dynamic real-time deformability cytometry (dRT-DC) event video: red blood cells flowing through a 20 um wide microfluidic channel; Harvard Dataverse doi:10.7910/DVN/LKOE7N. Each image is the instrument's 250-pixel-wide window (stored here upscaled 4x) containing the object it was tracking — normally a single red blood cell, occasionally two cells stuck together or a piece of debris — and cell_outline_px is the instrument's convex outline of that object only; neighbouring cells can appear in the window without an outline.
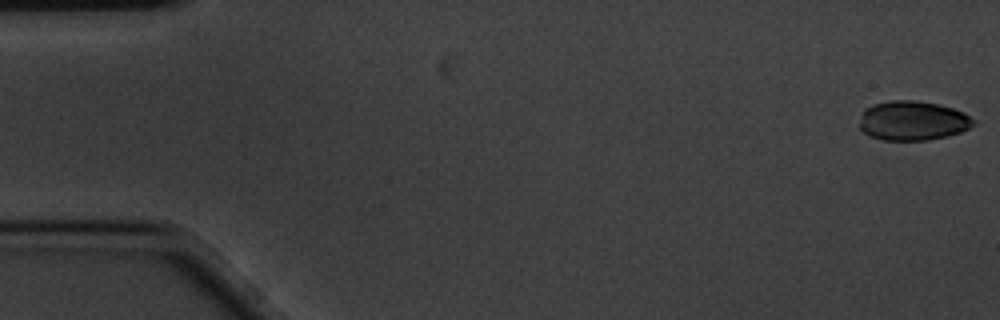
{"species": "common noctule bat (a hibernating species)", "species_latin": "Nyctalus noctula", "temperature_condition": "cold", "stored_images_in_passage": 4, "camera_frame_rate_fps": 3000, "um_per_image_px": 0.085, "animal": {"sex": "male", "body_mass_g": 20.1, "forearm_length_mm": 53.5}, "frame": {"image": 1, "passage_image": 1, "time_ms": 0.0, "image_size_px": [1000, 320], "cell_outline_px": [[976, 124], [960, 132], [948, 136], [928, 140], [884, 140], [868, 136], [860, 128], [860, 120], [864, 108], [872, 104], [888, 100], [916, 100], [940, 104], [964, 112], [976, 120]], "centroid_in_image_um": [77.59, 10.25], "position_along_channel_um": 7.4, "area_um2": 26.53}}